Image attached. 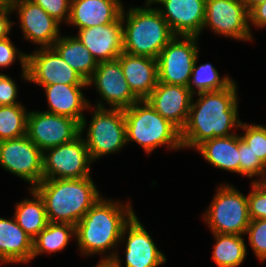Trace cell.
I'll use <instances>...</instances> for the list:
<instances>
[{"label":"cell","instance_id":"obj_1","mask_svg":"<svg viewBox=\"0 0 266 267\" xmlns=\"http://www.w3.org/2000/svg\"><path fill=\"white\" fill-rule=\"evenodd\" d=\"M236 82L220 91L201 92L196 103L191 101L187 122L180 132L182 148H196L206 140L228 137L240 127Z\"/></svg>","mask_w":266,"mask_h":267},{"label":"cell","instance_id":"obj_2","mask_svg":"<svg viewBox=\"0 0 266 267\" xmlns=\"http://www.w3.org/2000/svg\"><path fill=\"white\" fill-rule=\"evenodd\" d=\"M130 203L125 205L102 197L75 225L77 245L82 254H102L121 241L126 223L135 214Z\"/></svg>","mask_w":266,"mask_h":267},{"label":"cell","instance_id":"obj_3","mask_svg":"<svg viewBox=\"0 0 266 267\" xmlns=\"http://www.w3.org/2000/svg\"><path fill=\"white\" fill-rule=\"evenodd\" d=\"M34 189L44 201L49 222L74 226L101 198L91 177L43 179Z\"/></svg>","mask_w":266,"mask_h":267},{"label":"cell","instance_id":"obj_4","mask_svg":"<svg viewBox=\"0 0 266 267\" xmlns=\"http://www.w3.org/2000/svg\"><path fill=\"white\" fill-rule=\"evenodd\" d=\"M151 4L149 0H146L145 8L134 7L129 9L127 14H125L123 8L121 14L123 51L132 55L157 59L162 49L176 35L172 32L158 8L149 7Z\"/></svg>","mask_w":266,"mask_h":267},{"label":"cell","instance_id":"obj_5","mask_svg":"<svg viewBox=\"0 0 266 267\" xmlns=\"http://www.w3.org/2000/svg\"><path fill=\"white\" fill-rule=\"evenodd\" d=\"M123 110L126 143L134 141L141 145L148 154L164 144L170 149L182 148L180 131L163 118L147 100H139Z\"/></svg>","mask_w":266,"mask_h":267},{"label":"cell","instance_id":"obj_6","mask_svg":"<svg viewBox=\"0 0 266 267\" xmlns=\"http://www.w3.org/2000/svg\"><path fill=\"white\" fill-rule=\"evenodd\" d=\"M210 207L204 213L212 233L243 235L250 223L247 196L234 186H218Z\"/></svg>","mask_w":266,"mask_h":267},{"label":"cell","instance_id":"obj_7","mask_svg":"<svg viewBox=\"0 0 266 267\" xmlns=\"http://www.w3.org/2000/svg\"><path fill=\"white\" fill-rule=\"evenodd\" d=\"M85 143L92 162L104 155L115 153L127 144L123 109H106L99 102L88 127Z\"/></svg>","mask_w":266,"mask_h":267},{"label":"cell","instance_id":"obj_8","mask_svg":"<svg viewBox=\"0 0 266 267\" xmlns=\"http://www.w3.org/2000/svg\"><path fill=\"white\" fill-rule=\"evenodd\" d=\"M197 40L198 36L176 35L162 49L157 57L158 82L188 87L199 54Z\"/></svg>","mask_w":266,"mask_h":267},{"label":"cell","instance_id":"obj_9","mask_svg":"<svg viewBox=\"0 0 266 267\" xmlns=\"http://www.w3.org/2000/svg\"><path fill=\"white\" fill-rule=\"evenodd\" d=\"M82 137L83 135L80 134L69 143L61 144L43 152V179L91 177L89 165L92 160Z\"/></svg>","mask_w":266,"mask_h":267},{"label":"cell","instance_id":"obj_10","mask_svg":"<svg viewBox=\"0 0 266 267\" xmlns=\"http://www.w3.org/2000/svg\"><path fill=\"white\" fill-rule=\"evenodd\" d=\"M0 165L32 184V189L43 180V152L27 135L0 141Z\"/></svg>","mask_w":266,"mask_h":267},{"label":"cell","instance_id":"obj_11","mask_svg":"<svg viewBox=\"0 0 266 267\" xmlns=\"http://www.w3.org/2000/svg\"><path fill=\"white\" fill-rule=\"evenodd\" d=\"M80 135V124L49 112H28L27 136L42 151L69 143Z\"/></svg>","mask_w":266,"mask_h":267},{"label":"cell","instance_id":"obj_12","mask_svg":"<svg viewBox=\"0 0 266 267\" xmlns=\"http://www.w3.org/2000/svg\"><path fill=\"white\" fill-rule=\"evenodd\" d=\"M249 12L244 0H206L203 28L238 40H252Z\"/></svg>","mask_w":266,"mask_h":267},{"label":"cell","instance_id":"obj_13","mask_svg":"<svg viewBox=\"0 0 266 267\" xmlns=\"http://www.w3.org/2000/svg\"><path fill=\"white\" fill-rule=\"evenodd\" d=\"M27 72L28 81L42 87L58 83L88 85L52 47L40 48L33 54H27Z\"/></svg>","mask_w":266,"mask_h":267},{"label":"cell","instance_id":"obj_14","mask_svg":"<svg viewBox=\"0 0 266 267\" xmlns=\"http://www.w3.org/2000/svg\"><path fill=\"white\" fill-rule=\"evenodd\" d=\"M87 83L88 86L95 84L101 98L111 109H126L139 101L124 77L118 58L99 62Z\"/></svg>","mask_w":266,"mask_h":267},{"label":"cell","instance_id":"obj_15","mask_svg":"<svg viewBox=\"0 0 266 267\" xmlns=\"http://www.w3.org/2000/svg\"><path fill=\"white\" fill-rule=\"evenodd\" d=\"M12 10L18 12L24 39L52 47L61 36L59 22L52 18L32 0H10Z\"/></svg>","mask_w":266,"mask_h":267},{"label":"cell","instance_id":"obj_16","mask_svg":"<svg viewBox=\"0 0 266 267\" xmlns=\"http://www.w3.org/2000/svg\"><path fill=\"white\" fill-rule=\"evenodd\" d=\"M160 3L159 12L175 35L198 36L203 30L206 0H149Z\"/></svg>","mask_w":266,"mask_h":267},{"label":"cell","instance_id":"obj_17","mask_svg":"<svg viewBox=\"0 0 266 267\" xmlns=\"http://www.w3.org/2000/svg\"><path fill=\"white\" fill-rule=\"evenodd\" d=\"M193 96L188 87L158 82L146 100L181 132L187 122Z\"/></svg>","mask_w":266,"mask_h":267},{"label":"cell","instance_id":"obj_18","mask_svg":"<svg viewBox=\"0 0 266 267\" xmlns=\"http://www.w3.org/2000/svg\"><path fill=\"white\" fill-rule=\"evenodd\" d=\"M126 240V267H157L166 262V257L156 247L152 237L137 218L136 214L123 228L121 240Z\"/></svg>","mask_w":266,"mask_h":267},{"label":"cell","instance_id":"obj_19","mask_svg":"<svg viewBox=\"0 0 266 267\" xmlns=\"http://www.w3.org/2000/svg\"><path fill=\"white\" fill-rule=\"evenodd\" d=\"M77 38L99 62L117 59L123 52V22L121 16L112 23L78 29Z\"/></svg>","mask_w":266,"mask_h":267},{"label":"cell","instance_id":"obj_20","mask_svg":"<svg viewBox=\"0 0 266 267\" xmlns=\"http://www.w3.org/2000/svg\"><path fill=\"white\" fill-rule=\"evenodd\" d=\"M86 86L88 85L61 83L43 86L49 104V110L46 112L76 120L80 124L81 135L87 125L83 110L91 107L90 102L81 91V88Z\"/></svg>","mask_w":266,"mask_h":267},{"label":"cell","instance_id":"obj_21","mask_svg":"<svg viewBox=\"0 0 266 267\" xmlns=\"http://www.w3.org/2000/svg\"><path fill=\"white\" fill-rule=\"evenodd\" d=\"M120 0H71L68 22L79 29L115 22L122 14Z\"/></svg>","mask_w":266,"mask_h":267},{"label":"cell","instance_id":"obj_22","mask_svg":"<svg viewBox=\"0 0 266 267\" xmlns=\"http://www.w3.org/2000/svg\"><path fill=\"white\" fill-rule=\"evenodd\" d=\"M118 59L134 95L139 100H146L158 83L157 59L124 51Z\"/></svg>","mask_w":266,"mask_h":267},{"label":"cell","instance_id":"obj_23","mask_svg":"<svg viewBox=\"0 0 266 267\" xmlns=\"http://www.w3.org/2000/svg\"><path fill=\"white\" fill-rule=\"evenodd\" d=\"M33 239L13 220L0 218V263L32 260Z\"/></svg>","mask_w":266,"mask_h":267},{"label":"cell","instance_id":"obj_24","mask_svg":"<svg viewBox=\"0 0 266 267\" xmlns=\"http://www.w3.org/2000/svg\"><path fill=\"white\" fill-rule=\"evenodd\" d=\"M196 149L214 167L239 173V135L212 138L198 145Z\"/></svg>","mask_w":266,"mask_h":267},{"label":"cell","instance_id":"obj_25","mask_svg":"<svg viewBox=\"0 0 266 267\" xmlns=\"http://www.w3.org/2000/svg\"><path fill=\"white\" fill-rule=\"evenodd\" d=\"M52 48L76 70L85 81H88L92 77L98 62L76 36H60L53 44Z\"/></svg>","mask_w":266,"mask_h":267},{"label":"cell","instance_id":"obj_26","mask_svg":"<svg viewBox=\"0 0 266 267\" xmlns=\"http://www.w3.org/2000/svg\"><path fill=\"white\" fill-rule=\"evenodd\" d=\"M30 190L34 200L24 199L16 204L14 218L17 224L34 239L49 221L42 197L35 189L30 188Z\"/></svg>","mask_w":266,"mask_h":267},{"label":"cell","instance_id":"obj_27","mask_svg":"<svg viewBox=\"0 0 266 267\" xmlns=\"http://www.w3.org/2000/svg\"><path fill=\"white\" fill-rule=\"evenodd\" d=\"M75 236V226L69 223H52L33 239L32 258L42 253H52L63 250L69 239Z\"/></svg>","mask_w":266,"mask_h":267},{"label":"cell","instance_id":"obj_28","mask_svg":"<svg viewBox=\"0 0 266 267\" xmlns=\"http://www.w3.org/2000/svg\"><path fill=\"white\" fill-rule=\"evenodd\" d=\"M216 244L212 259L218 267H238L246 256V244L242 235L213 233Z\"/></svg>","mask_w":266,"mask_h":267},{"label":"cell","instance_id":"obj_29","mask_svg":"<svg viewBox=\"0 0 266 267\" xmlns=\"http://www.w3.org/2000/svg\"><path fill=\"white\" fill-rule=\"evenodd\" d=\"M197 59L195 60L188 88L194 95L195 87L198 89L197 94L201 92L220 91L228 87L233 80L225 76L221 78L210 63L202 64L197 67Z\"/></svg>","mask_w":266,"mask_h":267},{"label":"cell","instance_id":"obj_30","mask_svg":"<svg viewBox=\"0 0 266 267\" xmlns=\"http://www.w3.org/2000/svg\"><path fill=\"white\" fill-rule=\"evenodd\" d=\"M27 116L21 104L0 106V141L27 135Z\"/></svg>","mask_w":266,"mask_h":267},{"label":"cell","instance_id":"obj_31","mask_svg":"<svg viewBox=\"0 0 266 267\" xmlns=\"http://www.w3.org/2000/svg\"><path fill=\"white\" fill-rule=\"evenodd\" d=\"M239 174L249 178L259 175L261 179L266 174V165L254 155L250 147L239 136Z\"/></svg>","mask_w":266,"mask_h":267},{"label":"cell","instance_id":"obj_32","mask_svg":"<svg viewBox=\"0 0 266 267\" xmlns=\"http://www.w3.org/2000/svg\"><path fill=\"white\" fill-rule=\"evenodd\" d=\"M245 130L241 139L247 143L254 155L266 165V127L262 125L244 124L241 122L240 127Z\"/></svg>","mask_w":266,"mask_h":267},{"label":"cell","instance_id":"obj_33","mask_svg":"<svg viewBox=\"0 0 266 267\" xmlns=\"http://www.w3.org/2000/svg\"><path fill=\"white\" fill-rule=\"evenodd\" d=\"M245 234H249V243L253 252L261 261L266 260V220H250Z\"/></svg>","mask_w":266,"mask_h":267},{"label":"cell","instance_id":"obj_34","mask_svg":"<svg viewBox=\"0 0 266 267\" xmlns=\"http://www.w3.org/2000/svg\"><path fill=\"white\" fill-rule=\"evenodd\" d=\"M250 220H266V188L260 182L252 181V191L247 196Z\"/></svg>","mask_w":266,"mask_h":267},{"label":"cell","instance_id":"obj_35","mask_svg":"<svg viewBox=\"0 0 266 267\" xmlns=\"http://www.w3.org/2000/svg\"><path fill=\"white\" fill-rule=\"evenodd\" d=\"M21 52L22 51L16 49L9 37L0 40V67L4 68L10 66L17 58L16 56H18L23 70L22 77L28 81L27 54Z\"/></svg>","mask_w":266,"mask_h":267},{"label":"cell","instance_id":"obj_36","mask_svg":"<svg viewBox=\"0 0 266 267\" xmlns=\"http://www.w3.org/2000/svg\"><path fill=\"white\" fill-rule=\"evenodd\" d=\"M59 23L68 22L71 0H32Z\"/></svg>","mask_w":266,"mask_h":267},{"label":"cell","instance_id":"obj_37","mask_svg":"<svg viewBox=\"0 0 266 267\" xmlns=\"http://www.w3.org/2000/svg\"><path fill=\"white\" fill-rule=\"evenodd\" d=\"M17 91L15 82L8 75L0 74V106L21 104L16 102Z\"/></svg>","mask_w":266,"mask_h":267},{"label":"cell","instance_id":"obj_38","mask_svg":"<svg viewBox=\"0 0 266 267\" xmlns=\"http://www.w3.org/2000/svg\"><path fill=\"white\" fill-rule=\"evenodd\" d=\"M249 22L256 27H266V2L254 6L249 11Z\"/></svg>","mask_w":266,"mask_h":267},{"label":"cell","instance_id":"obj_39","mask_svg":"<svg viewBox=\"0 0 266 267\" xmlns=\"http://www.w3.org/2000/svg\"><path fill=\"white\" fill-rule=\"evenodd\" d=\"M13 12L10 4L0 8V40L8 38V34L11 31L12 25H14L9 20V15Z\"/></svg>","mask_w":266,"mask_h":267},{"label":"cell","instance_id":"obj_40","mask_svg":"<svg viewBox=\"0 0 266 267\" xmlns=\"http://www.w3.org/2000/svg\"><path fill=\"white\" fill-rule=\"evenodd\" d=\"M117 255V252H111L109 256L102 258L94 267H122L121 260Z\"/></svg>","mask_w":266,"mask_h":267},{"label":"cell","instance_id":"obj_41","mask_svg":"<svg viewBox=\"0 0 266 267\" xmlns=\"http://www.w3.org/2000/svg\"><path fill=\"white\" fill-rule=\"evenodd\" d=\"M248 12L256 5L266 2V0H244Z\"/></svg>","mask_w":266,"mask_h":267},{"label":"cell","instance_id":"obj_42","mask_svg":"<svg viewBox=\"0 0 266 267\" xmlns=\"http://www.w3.org/2000/svg\"><path fill=\"white\" fill-rule=\"evenodd\" d=\"M254 182H260L266 188V174L261 180H254Z\"/></svg>","mask_w":266,"mask_h":267},{"label":"cell","instance_id":"obj_43","mask_svg":"<svg viewBox=\"0 0 266 267\" xmlns=\"http://www.w3.org/2000/svg\"><path fill=\"white\" fill-rule=\"evenodd\" d=\"M10 0H0V8L9 4Z\"/></svg>","mask_w":266,"mask_h":267}]
</instances>
